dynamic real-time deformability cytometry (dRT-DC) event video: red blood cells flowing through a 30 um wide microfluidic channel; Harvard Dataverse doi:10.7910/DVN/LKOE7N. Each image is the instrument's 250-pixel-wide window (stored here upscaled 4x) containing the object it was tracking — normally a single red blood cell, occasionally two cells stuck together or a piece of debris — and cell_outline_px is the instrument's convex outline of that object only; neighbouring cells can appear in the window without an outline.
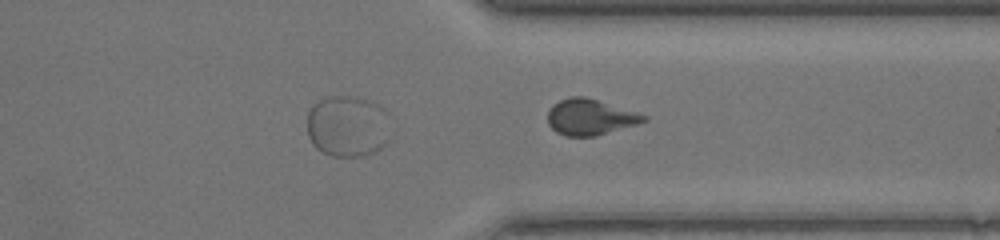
{"species": "common noctule bat (a hibernating species)", "species_latin": "Nyctalus noctula", "temperature_condition": "warm", "stored_images_in_passage": 36, "camera_frame_rate_fps": 3000, "um_per_image_px": 0.085, "animal": {"sex": "female", "body_mass_g": 17.0, "forearm_length_mm": 48.0}, "frame": {"image": 1, "passage_image": 36, "time_ms": 11.667, "image_size_px": [1000, 240], "cell_outline_px": [[648, 120], [636, 124], [596, 136], [564, 136], [556, 132], [548, 124], [548, 112], [552, 104], [560, 100], [572, 96], [584, 96], [648, 116]], "centroid_in_image_um": [50.12, 9.96], "position_along_channel_um": 361.3, "area_um2": 19.88}}